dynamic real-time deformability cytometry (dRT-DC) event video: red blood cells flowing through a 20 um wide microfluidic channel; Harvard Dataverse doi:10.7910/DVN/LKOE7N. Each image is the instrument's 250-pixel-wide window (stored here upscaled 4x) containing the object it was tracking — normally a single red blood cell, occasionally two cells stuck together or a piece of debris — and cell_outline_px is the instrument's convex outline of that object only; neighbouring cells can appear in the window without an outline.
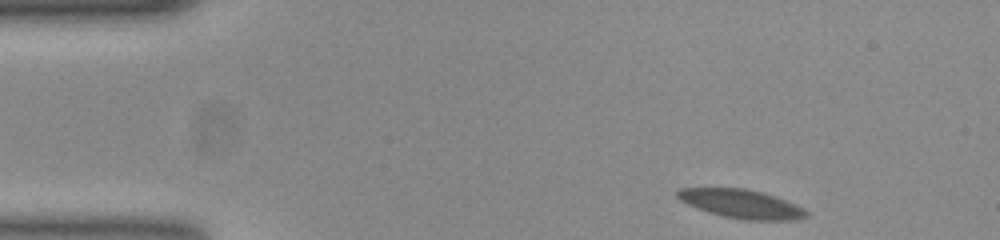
{"species": "common noctule bat (a hibernating species)", "species_latin": "Nyctalus noctula", "temperature_condition": "room temperature", "stored_images_in_passage": 49, "camera_frame_rate_fps": 3000, "um_per_image_px": 0.085, "animal": {"sex": "female", "body_mass_g": 23.0, "forearm_length_mm": 53.4}, "frame": {"image": 1, "passage_image": 1, "time_ms": 0.0, "image_size_px": [1000, 240], "cell_outline_px": [[808, 216], [792, 220], [748, 220], [724, 216], [688, 204], [680, 200], [676, 196], [676, 192], [680, 188], [744, 188], [760, 192], [784, 200], [808, 212]], "centroid_in_image_um": [62.98, 17.32], "position_along_channel_um": 22.0, "area_um2": 20.87}}
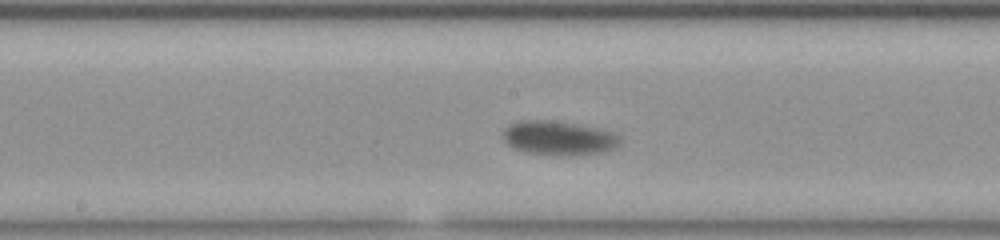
{"frame": {"image": 2, "passage_image": 22, "time_ms": 7.0, "image_size_px": [1000, 240], "cell_outline_px": [[620, 144], [612, 148], [600, 152], [560, 156], [528, 152], [516, 148], [508, 144], [504, 140], [504, 128], [520, 120], [548, 120], [576, 124], [596, 128], [612, 132], [620, 136]], "centroid_in_image_um": [47.48, 11.72], "position_along_channel_um": 200.7, "area_um2": 22.83}}
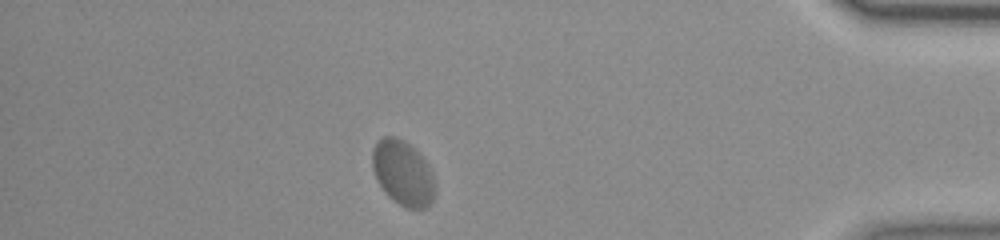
{"frame": {"image": 3, "passage_image": 42, "time_ms": 13.667, "image_size_px": [1000, 240], "cell_outline_px": [[432, 204], [424, 208], [408, 208], [400, 204], [388, 196], [380, 184], [372, 168], [372, 148], [384, 136], [392, 136], [404, 140], [428, 164], [432, 176]], "centroid_in_image_um": [34.21, 14.7], "position_along_channel_um": 401.0, "area_um2": 22.95}, "authors_computed_cell_mechanics": {"area_um2": 22.0796, "velocity_mm_per_s": 3.6787, "shape_relaxation_time_tau1_ms": 4.0082, "shape_relaxation_time_tau2_ms": null, "deformation_change_tau1": 0.1389, "deformation_change_tau2": null}}